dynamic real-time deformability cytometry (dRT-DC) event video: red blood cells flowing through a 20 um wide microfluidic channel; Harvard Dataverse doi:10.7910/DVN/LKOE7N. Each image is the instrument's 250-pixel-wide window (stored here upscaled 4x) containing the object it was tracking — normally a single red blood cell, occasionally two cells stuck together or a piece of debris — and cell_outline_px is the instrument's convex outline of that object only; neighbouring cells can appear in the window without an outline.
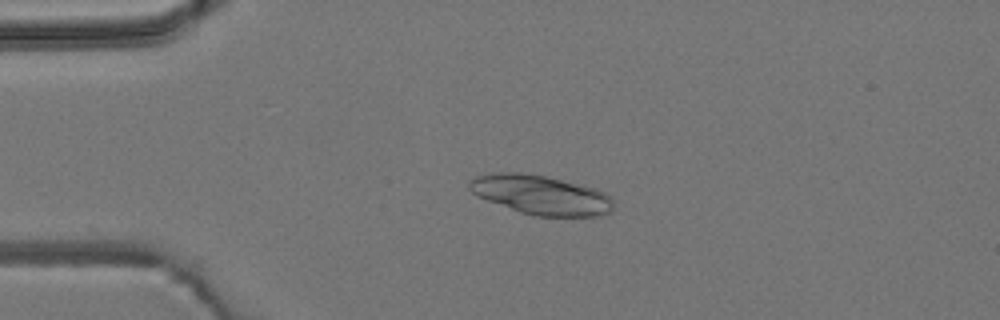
{"species": "common noctule bat (a hibernating species)", "species_latin": "Nyctalus noctula", "temperature_condition": "room temperature", "stored_images_in_passage": 5, "camera_frame_rate_fps": 3000, "um_per_image_px": 0.085, "animal": {"sex": "male", "body_mass_g": 19.2, "forearm_length_mm": 51.8}, "frame": {"image": 1, "passage_image": 3, "time_ms": 3.0, "image_size_px": [1000, 320], "cell_outline_px": [[612, 212], [600, 216], [536, 216], [520, 212], [476, 196], [468, 188], [468, 180], [476, 176], [492, 172], [520, 172], [544, 176], [592, 188], [604, 192], [612, 200]], "centroid_in_image_um": [45.91, 16.57], "position_along_channel_um": 39.1, "area_um2": 32.83}}
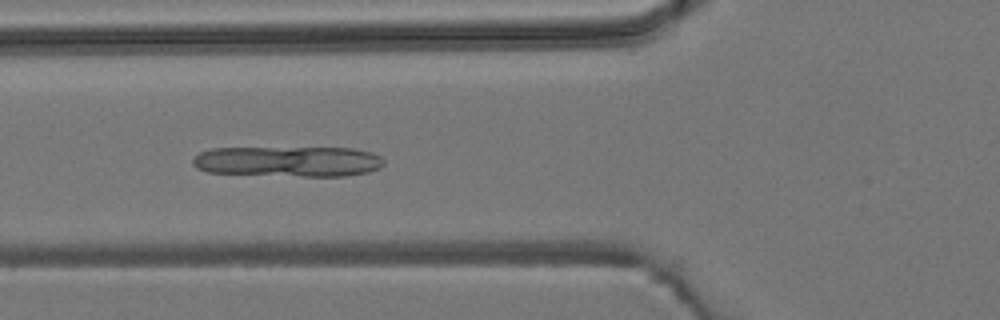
{"frame": {"image": 2, "passage_image": 5, "time_ms": 5.333, "image_size_px": [1000, 320], "cell_outline_px": [[384, 164], [380, 168], [368, 172], [344, 176], [304, 176], [208, 172], [196, 168], [192, 164], [192, 160], [200, 152], [212, 148], [356, 148], [372, 152], [380, 156], [384, 160]], "centroid_in_image_um": [24.54, 13.71], "position_along_channel_um": 101.3, "area_um2": 33.99}}